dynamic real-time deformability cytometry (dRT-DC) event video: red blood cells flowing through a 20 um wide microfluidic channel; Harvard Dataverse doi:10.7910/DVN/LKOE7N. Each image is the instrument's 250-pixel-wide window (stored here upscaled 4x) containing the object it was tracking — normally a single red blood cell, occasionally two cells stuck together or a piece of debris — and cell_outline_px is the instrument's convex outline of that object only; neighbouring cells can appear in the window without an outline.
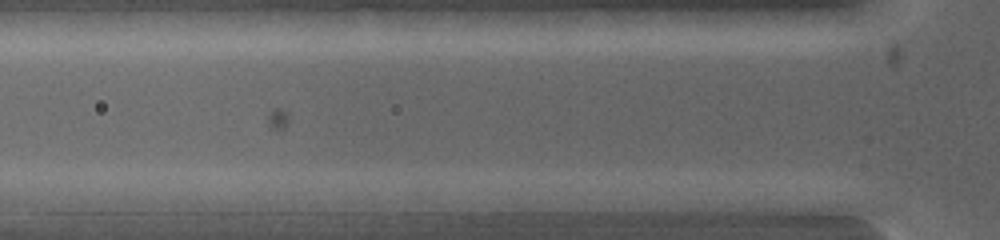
{"species": "common noctule bat (a hibernating species)", "species_latin": "Nyctalus noctula", "temperature_condition": "warm", "stored_images_in_passage": 3, "camera_frame_rate_fps": 5000, "um_per_image_px": 0.085, "animal": {"sex": "female", "body_mass_g": 19.0, "forearm_length_mm": 53.3}, "frame": {"image": 1, "passage_image": 3, "time_ms": 0.8, "image_size_px": [1000, 240], "cell_outline_px": [[788, 200], [780, 216], [704, 208], [676, 200], [704, 192], [768, 192]], "centroid_in_image_um": [62.85, 17.18], "position_along_channel_um": 62.9, "area_um2": 12.95}}